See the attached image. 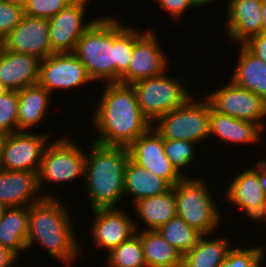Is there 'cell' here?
<instances>
[{
    "label": "cell",
    "mask_w": 266,
    "mask_h": 267,
    "mask_svg": "<svg viewBox=\"0 0 266 267\" xmlns=\"http://www.w3.org/2000/svg\"><path fill=\"white\" fill-rule=\"evenodd\" d=\"M101 16L79 38L73 54L93 82L121 83L133 56L134 26L117 16Z\"/></svg>",
    "instance_id": "6da1fadb"
},
{
    "label": "cell",
    "mask_w": 266,
    "mask_h": 267,
    "mask_svg": "<svg viewBox=\"0 0 266 267\" xmlns=\"http://www.w3.org/2000/svg\"><path fill=\"white\" fill-rule=\"evenodd\" d=\"M103 87L95 112L92 111V125L98 135L91 141L106 146L128 147L152 124L140 110L131 84L104 83Z\"/></svg>",
    "instance_id": "7a4b0ae2"
},
{
    "label": "cell",
    "mask_w": 266,
    "mask_h": 267,
    "mask_svg": "<svg viewBox=\"0 0 266 267\" xmlns=\"http://www.w3.org/2000/svg\"><path fill=\"white\" fill-rule=\"evenodd\" d=\"M61 199V196L44 197L29 205L27 251L39 244L47 250L49 257L70 267L85 251L80 237L77 238L79 234L75 233V220L70 212L73 210Z\"/></svg>",
    "instance_id": "3957f363"
},
{
    "label": "cell",
    "mask_w": 266,
    "mask_h": 267,
    "mask_svg": "<svg viewBox=\"0 0 266 267\" xmlns=\"http://www.w3.org/2000/svg\"><path fill=\"white\" fill-rule=\"evenodd\" d=\"M87 145L83 190L89 198V211L121 207L125 169L130 157L128 147L106 146L93 141Z\"/></svg>",
    "instance_id": "277c9868"
},
{
    "label": "cell",
    "mask_w": 266,
    "mask_h": 267,
    "mask_svg": "<svg viewBox=\"0 0 266 267\" xmlns=\"http://www.w3.org/2000/svg\"><path fill=\"white\" fill-rule=\"evenodd\" d=\"M177 215L202 234L217 233L224 221L223 210L215 201L204 177H185L172 186ZM222 211V212H221Z\"/></svg>",
    "instance_id": "5b68a950"
},
{
    "label": "cell",
    "mask_w": 266,
    "mask_h": 267,
    "mask_svg": "<svg viewBox=\"0 0 266 267\" xmlns=\"http://www.w3.org/2000/svg\"><path fill=\"white\" fill-rule=\"evenodd\" d=\"M76 143L73 137L65 134L60 138L53 137V140L46 146L38 171L39 187L44 197L59 195L57 192L53 193V190L49 191L50 194L46 193L48 192L44 188L46 184L67 183L68 185L73 180L77 181L80 178L84 180L86 149L80 148V145Z\"/></svg>",
    "instance_id": "8992f818"
},
{
    "label": "cell",
    "mask_w": 266,
    "mask_h": 267,
    "mask_svg": "<svg viewBox=\"0 0 266 267\" xmlns=\"http://www.w3.org/2000/svg\"><path fill=\"white\" fill-rule=\"evenodd\" d=\"M210 112L205 96H192L181 107L158 118L152 127L164 140H187L199 143L202 149L201 142L209 138Z\"/></svg>",
    "instance_id": "52a82bcc"
},
{
    "label": "cell",
    "mask_w": 266,
    "mask_h": 267,
    "mask_svg": "<svg viewBox=\"0 0 266 267\" xmlns=\"http://www.w3.org/2000/svg\"><path fill=\"white\" fill-rule=\"evenodd\" d=\"M168 73L169 70L163 75L131 84L137 96L138 106L151 124L168 112L181 107L194 95L184 85V78L180 79L181 77H174Z\"/></svg>",
    "instance_id": "ba28073f"
},
{
    "label": "cell",
    "mask_w": 266,
    "mask_h": 267,
    "mask_svg": "<svg viewBox=\"0 0 266 267\" xmlns=\"http://www.w3.org/2000/svg\"><path fill=\"white\" fill-rule=\"evenodd\" d=\"M157 37L154 29L141 31L138 27L134 28L133 56L128 70L121 77V83L132 84L163 75L168 70L170 58Z\"/></svg>",
    "instance_id": "9c48e42d"
},
{
    "label": "cell",
    "mask_w": 266,
    "mask_h": 267,
    "mask_svg": "<svg viewBox=\"0 0 266 267\" xmlns=\"http://www.w3.org/2000/svg\"><path fill=\"white\" fill-rule=\"evenodd\" d=\"M204 95L217 112L251 121L266 130V101L252 91L240 87L230 79L223 87Z\"/></svg>",
    "instance_id": "30bf717a"
},
{
    "label": "cell",
    "mask_w": 266,
    "mask_h": 267,
    "mask_svg": "<svg viewBox=\"0 0 266 267\" xmlns=\"http://www.w3.org/2000/svg\"><path fill=\"white\" fill-rule=\"evenodd\" d=\"M17 131L2 136V170H20L38 173L50 133ZM49 134V135H48Z\"/></svg>",
    "instance_id": "8fae6325"
},
{
    "label": "cell",
    "mask_w": 266,
    "mask_h": 267,
    "mask_svg": "<svg viewBox=\"0 0 266 267\" xmlns=\"http://www.w3.org/2000/svg\"><path fill=\"white\" fill-rule=\"evenodd\" d=\"M38 83L51 95H55L57 90L66 92L80 87L83 89L94 82L73 53H54L40 61Z\"/></svg>",
    "instance_id": "7c38bea8"
},
{
    "label": "cell",
    "mask_w": 266,
    "mask_h": 267,
    "mask_svg": "<svg viewBox=\"0 0 266 267\" xmlns=\"http://www.w3.org/2000/svg\"><path fill=\"white\" fill-rule=\"evenodd\" d=\"M90 1L75 0L48 19L50 44L54 53H73L79 38L100 17L95 16L90 21L86 18Z\"/></svg>",
    "instance_id": "4fadbf2b"
},
{
    "label": "cell",
    "mask_w": 266,
    "mask_h": 267,
    "mask_svg": "<svg viewBox=\"0 0 266 267\" xmlns=\"http://www.w3.org/2000/svg\"><path fill=\"white\" fill-rule=\"evenodd\" d=\"M93 221L89 235L97 250H105L107 254L122 242L136 234L134 216L124 207L99 208L91 210ZM130 214V215H129ZM132 216V217H131Z\"/></svg>",
    "instance_id": "5bb4252c"
},
{
    "label": "cell",
    "mask_w": 266,
    "mask_h": 267,
    "mask_svg": "<svg viewBox=\"0 0 266 267\" xmlns=\"http://www.w3.org/2000/svg\"><path fill=\"white\" fill-rule=\"evenodd\" d=\"M49 20L24 14L19 24L0 42L10 52L32 55L40 60L54 54L50 44Z\"/></svg>",
    "instance_id": "9a60e30c"
},
{
    "label": "cell",
    "mask_w": 266,
    "mask_h": 267,
    "mask_svg": "<svg viewBox=\"0 0 266 267\" xmlns=\"http://www.w3.org/2000/svg\"><path fill=\"white\" fill-rule=\"evenodd\" d=\"M128 151L130 158L136 164L167 180L172 186L183 178L166 156L164 139L153 127L134 140L128 146Z\"/></svg>",
    "instance_id": "2e32d148"
},
{
    "label": "cell",
    "mask_w": 266,
    "mask_h": 267,
    "mask_svg": "<svg viewBox=\"0 0 266 267\" xmlns=\"http://www.w3.org/2000/svg\"><path fill=\"white\" fill-rule=\"evenodd\" d=\"M242 169L225 187L224 199L233 205L232 208L244 211L248 220L255 221L262 213L266 195L261 189L258 173L250 166Z\"/></svg>",
    "instance_id": "e0dca14e"
},
{
    "label": "cell",
    "mask_w": 266,
    "mask_h": 267,
    "mask_svg": "<svg viewBox=\"0 0 266 267\" xmlns=\"http://www.w3.org/2000/svg\"><path fill=\"white\" fill-rule=\"evenodd\" d=\"M226 37L232 43L243 44L250 37L262 33L263 0H226Z\"/></svg>",
    "instance_id": "ac0fdd59"
},
{
    "label": "cell",
    "mask_w": 266,
    "mask_h": 267,
    "mask_svg": "<svg viewBox=\"0 0 266 267\" xmlns=\"http://www.w3.org/2000/svg\"><path fill=\"white\" fill-rule=\"evenodd\" d=\"M43 198L38 173L0 170V207L29 206Z\"/></svg>",
    "instance_id": "d6986e66"
},
{
    "label": "cell",
    "mask_w": 266,
    "mask_h": 267,
    "mask_svg": "<svg viewBox=\"0 0 266 267\" xmlns=\"http://www.w3.org/2000/svg\"><path fill=\"white\" fill-rule=\"evenodd\" d=\"M40 59L32 55L10 52L0 47V82L8 90L19 91L38 83Z\"/></svg>",
    "instance_id": "ffe728a7"
},
{
    "label": "cell",
    "mask_w": 266,
    "mask_h": 267,
    "mask_svg": "<svg viewBox=\"0 0 266 267\" xmlns=\"http://www.w3.org/2000/svg\"><path fill=\"white\" fill-rule=\"evenodd\" d=\"M264 132L257 123L219 113L211 107L209 139L217 138L232 145L257 144L262 142Z\"/></svg>",
    "instance_id": "44dd1931"
},
{
    "label": "cell",
    "mask_w": 266,
    "mask_h": 267,
    "mask_svg": "<svg viewBox=\"0 0 266 267\" xmlns=\"http://www.w3.org/2000/svg\"><path fill=\"white\" fill-rule=\"evenodd\" d=\"M131 206L133 208L130 209L135 211L133 215L135 214L136 216L137 214L134 217L136 231H140V229L157 230L177 215L176 198L173 188L164 194L139 200L131 204ZM140 221L144 225L143 227Z\"/></svg>",
    "instance_id": "7402d4cb"
},
{
    "label": "cell",
    "mask_w": 266,
    "mask_h": 267,
    "mask_svg": "<svg viewBox=\"0 0 266 267\" xmlns=\"http://www.w3.org/2000/svg\"><path fill=\"white\" fill-rule=\"evenodd\" d=\"M18 101L17 131L37 129L51 110V94L39 83L19 90Z\"/></svg>",
    "instance_id": "603a6c76"
},
{
    "label": "cell",
    "mask_w": 266,
    "mask_h": 267,
    "mask_svg": "<svg viewBox=\"0 0 266 267\" xmlns=\"http://www.w3.org/2000/svg\"><path fill=\"white\" fill-rule=\"evenodd\" d=\"M172 185L165 179L157 177L144 167L136 164L130 157L126 164L124 179V197L134 204L139 200L168 192Z\"/></svg>",
    "instance_id": "cb8c5ba5"
},
{
    "label": "cell",
    "mask_w": 266,
    "mask_h": 267,
    "mask_svg": "<svg viewBox=\"0 0 266 267\" xmlns=\"http://www.w3.org/2000/svg\"><path fill=\"white\" fill-rule=\"evenodd\" d=\"M29 206L3 208L0 217V245L18 258L27 250Z\"/></svg>",
    "instance_id": "d4e9b609"
},
{
    "label": "cell",
    "mask_w": 266,
    "mask_h": 267,
    "mask_svg": "<svg viewBox=\"0 0 266 267\" xmlns=\"http://www.w3.org/2000/svg\"><path fill=\"white\" fill-rule=\"evenodd\" d=\"M215 234H203L196 245L183 255L182 267H219L234 245L229 237Z\"/></svg>",
    "instance_id": "484cf974"
},
{
    "label": "cell",
    "mask_w": 266,
    "mask_h": 267,
    "mask_svg": "<svg viewBox=\"0 0 266 267\" xmlns=\"http://www.w3.org/2000/svg\"><path fill=\"white\" fill-rule=\"evenodd\" d=\"M237 52V64L231 77L236 85L246 88L266 101V64L253 55L243 44Z\"/></svg>",
    "instance_id": "4316f807"
},
{
    "label": "cell",
    "mask_w": 266,
    "mask_h": 267,
    "mask_svg": "<svg viewBox=\"0 0 266 267\" xmlns=\"http://www.w3.org/2000/svg\"><path fill=\"white\" fill-rule=\"evenodd\" d=\"M143 255L147 267H182L183 255L157 230H140Z\"/></svg>",
    "instance_id": "83f0119b"
},
{
    "label": "cell",
    "mask_w": 266,
    "mask_h": 267,
    "mask_svg": "<svg viewBox=\"0 0 266 267\" xmlns=\"http://www.w3.org/2000/svg\"><path fill=\"white\" fill-rule=\"evenodd\" d=\"M162 237L174 246L182 255L191 250L203 235L189 226L180 216L176 215L157 229Z\"/></svg>",
    "instance_id": "f1b7e54d"
},
{
    "label": "cell",
    "mask_w": 266,
    "mask_h": 267,
    "mask_svg": "<svg viewBox=\"0 0 266 267\" xmlns=\"http://www.w3.org/2000/svg\"><path fill=\"white\" fill-rule=\"evenodd\" d=\"M106 256L107 267H147L144 260L141 239L134 234L127 241L112 249Z\"/></svg>",
    "instance_id": "f546056e"
},
{
    "label": "cell",
    "mask_w": 266,
    "mask_h": 267,
    "mask_svg": "<svg viewBox=\"0 0 266 267\" xmlns=\"http://www.w3.org/2000/svg\"><path fill=\"white\" fill-rule=\"evenodd\" d=\"M196 146L199 144L187 140H164L165 154L183 178L192 177L187 170L197 160L194 157H199L196 156Z\"/></svg>",
    "instance_id": "4dcf8cb0"
},
{
    "label": "cell",
    "mask_w": 266,
    "mask_h": 267,
    "mask_svg": "<svg viewBox=\"0 0 266 267\" xmlns=\"http://www.w3.org/2000/svg\"><path fill=\"white\" fill-rule=\"evenodd\" d=\"M260 245L245 248L234 244L227 258L219 267H266L262 264L266 257V245Z\"/></svg>",
    "instance_id": "1f68e13d"
},
{
    "label": "cell",
    "mask_w": 266,
    "mask_h": 267,
    "mask_svg": "<svg viewBox=\"0 0 266 267\" xmlns=\"http://www.w3.org/2000/svg\"><path fill=\"white\" fill-rule=\"evenodd\" d=\"M18 91L9 90L0 96V135L17 132Z\"/></svg>",
    "instance_id": "d6a6232c"
},
{
    "label": "cell",
    "mask_w": 266,
    "mask_h": 267,
    "mask_svg": "<svg viewBox=\"0 0 266 267\" xmlns=\"http://www.w3.org/2000/svg\"><path fill=\"white\" fill-rule=\"evenodd\" d=\"M75 0H30L24 6V14L30 17L49 19L67 8Z\"/></svg>",
    "instance_id": "836d02e7"
},
{
    "label": "cell",
    "mask_w": 266,
    "mask_h": 267,
    "mask_svg": "<svg viewBox=\"0 0 266 267\" xmlns=\"http://www.w3.org/2000/svg\"><path fill=\"white\" fill-rule=\"evenodd\" d=\"M24 7L9 0L0 2V42L19 24Z\"/></svg>",
    "instance_id": "e575fe53"
},
{
    "label": "cell",
    "mask_w": 266,
    "mask_h": 267,
    "mask_svg": "<svg viewBox=\"0 0 266 267\" xmlns=\"http://www.w3.org/2000/svg\"><path fill=\"white\" fill-rule=\"evenodd\" d=\"M153 2L154 4L156 2L161 10L167 12V14L169 13L172 22L175 21V24L182 23L186 11L199 7L196 0H153Z\"/></svg>",
    "instance_id": "d590c367"
},
{
    "label": "cell",
    "mask_w": 266,
    "mask_h": 267,
    "mask_svg": "<svg viewBox=\"0 0 266 267\" xmlns=\"http://www.w3.org/2000/svg\"><path fill=\"white\" fill-rule=\"evenodd\" d=\"M243 45L266 64V34L260 33L250 37Z\"/></svg>",
    "instance_id": "8d00e7d4"
},
{
    "label": "cell",
    "mask_w": 266,
    "mask_h": 267,
    "mask_svg": "<svg viewBox=\"0 0 266 267\" xmlns=\"http://www.w3.org/2000/svg\"><path fill=\"white\" fill-rule=\"evenodd\" d=\"M18 257L8 248L0 245V267H14Z\"/></svg>",
    "instance_id": "74e56055"
},
{
    "label": "cell",
    "mask_w": 266,
    "mask_h": 267,
    "mask_svg": "<svg viewBox=\"0 0 266 267\" xmlns=\"http://www.w3.org/2000/svg\"><path fill=\"white\" fill-rule=\"evenodd\" d=\"M252 168L258 173L261 189L266 195V168L260 166L257 162L255 163V166H252Z\"/></svg>",
    "instance_id": "f35d334b"
},
{
    "label": "cell",
    "mask_w": 266,
    "mask_h": 267,
    "mask_svg": "<svg viewBox=\"0 0 266 267\" xmlns=\"http://www.w3.org/2000/svg\"><path fill=\"white\" fill-rule=\"evenodd\" d=\"M262 20H263L262 33L266 34V0H263L262 2Z\"/></svg>",
    "instance_id": "ab89813d"
},
{
    "label": "cell",
    "mask_w": 266,
    "mask_h": 267,
    "mask_svg": "<svg viewBox=\"0 0 266 267\" xmlns=\"http://www.w3.org/2000/svg\"><path fill=\"white\" fill-rule=\"evenodd\" d=\"M256 223H263L266 222V200L264 201V208L262 210V213L260 214V216L254 221V224Z\"/></svg>",
    "instance_id": "60d3db41"
},
{
    "label": "cell",
    "mask_w": 266,
    "mask_h": 267,
    "mask_svg": "<svg viewBox=\"0 0 266 267\" xmlns=\"http://www.w3.org/2000/svg\"><path fill=\"white\" fill-rule=\"evenodd\" d=\"M218 2L219 0H196L197 5L201 8V7H205V5L207 4H211L214 2Z\"/></svg>",
    "instance_id": "b9f144b4"
},
{
    "label": "cell",
    "mask_w": 266,
    "mask_h": 267,
    "mask_svg": "<svg viewBox=\"0 0 266 267\" xmlns=\"http://www.w3.org/2000/svg\"><path fill=\"white\" fill-rule=\"evenodd\" d=\"M9 1L24 7L30 0H9Z\"/></svg>",
    "instance_id": "7bdbcfd3"
},
{
    "label": "cell",
    "mask_w": 266,
    "mask_h": 267,
    "mask_svg": "<svg viewBox=\"0 0 266 267\" xmlns=\"http://www.w3.org/2000/svg\"><path fill=\"white\" fill-rule=\"evenodd\" d=\"M8 91L9 90L7 89V87L2 82H0V96L5 94Z\"/></svg>",
    "instance_id": "ee69618b"
},
{
    "label": "cell",
    "mask_w": 266,
    "mask_h": 267,
    "mask_svg": "<svg viewBox=\"0 0 266 267\" xmlns=\"http://www.w3.org/2000/svg\"><path fill=\"white\" fill-rule=\"evenodd\" d=\"M265 158L264 159L262 158V159L258 160V162H257L260 166H262L264 168H266V159Z\"/></svg>",
    "instance_id": "f6af8a7d"
},
{
    "label": "cell",
    "mask_w": 266,
    "mask_h": 267,
    "mask_svg": "<svg viewBox=\"0 0 266 267\" xmlns=\"http://www.w3.org/2000/svg\"><path fill=\"white\" fill-rule=\"evenodd\" d=\"M1 149H2V135H0V170H2Z\"/></svg>",
    "instance_id": "bcb514c9"
},
{
    "label": "cell",
    "mask_w": 266,
    "mask_h": 267,
    "mask_svg": "<svg viewBox=\"0 0 266 267\" xmlns=\"http://www.w3.org/2000/svg\"><path fill=\"white\" fill-rule=\"evenodd\" d=\"M2 210H3V207H0V217H1V214H2Z\"/></svg>",
    "instance_id": "7dc6e473"
}]
</instances>
